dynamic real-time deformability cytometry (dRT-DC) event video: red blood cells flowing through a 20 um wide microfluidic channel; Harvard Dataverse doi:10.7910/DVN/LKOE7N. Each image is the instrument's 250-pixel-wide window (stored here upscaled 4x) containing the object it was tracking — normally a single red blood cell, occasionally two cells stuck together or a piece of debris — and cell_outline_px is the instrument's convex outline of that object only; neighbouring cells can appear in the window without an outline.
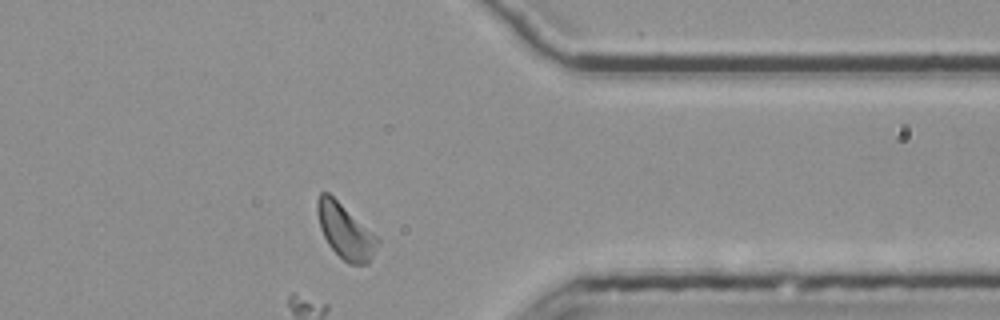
{"species": "common noctule bat (a hibernating species)", "species_latin": "Nyctalus noctula", "temperature_condition": "room temperature", "stored_images_in_passage": 42, "camera_frame_rate_fps": 3000, "um_per_image_px": 0.085, "animal": {"sex": "female", "body_mass_g": 25.1}, "frame": {"image": 1, "passage_image": 37, "time_ms": 12.0, "image_size_px": [1000, 320], "cell_outline_px": [[380, 244], [368, 264], [348, 264], [328, 244], [320, 228], [316, 212], [316, 200], [320, 192], [328, 192], [372, 232], [380, 240]], "centroid_in_image_um": [29.34, 19.66], "position_along_channel_um": 382.1, "area_um2": 19.07}}